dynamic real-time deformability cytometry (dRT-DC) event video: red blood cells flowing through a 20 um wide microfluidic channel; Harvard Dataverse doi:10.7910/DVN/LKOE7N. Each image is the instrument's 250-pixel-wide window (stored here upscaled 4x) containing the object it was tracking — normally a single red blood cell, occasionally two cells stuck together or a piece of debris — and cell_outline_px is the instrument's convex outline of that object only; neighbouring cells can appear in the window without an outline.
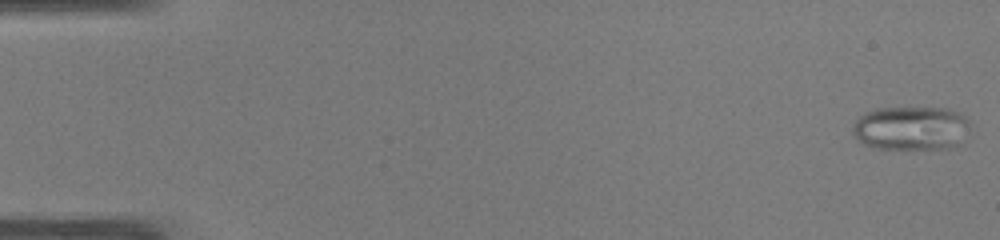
{"species": "common noctule bat (a hibernating species)", "species_latin": "Nyctalus noctula", "temperature_condition": "warm", "stored_images_in_passage": 49, "camera_frame_rate_fps": 3000, "um_per_image_px": 0.085, "animal": {"sex": "male", "body_mass_g": 19.0, "forearm_length_mm": 50.8}, "frame": {"image": 1, "passage_image": 1, "time_ms": 0.0, "image_size_px": [1000, 240], "cell_outline_px": [[968, 124], [960, 144], [956, 148], [880, 148], [864, 144], [852, 132], [852, 124], [860, 116], [876, 108], [948, 108], [960, 112], [968, 120]], "centroid_in_image_um": [77.45, 10.88], "position_along_channel_um": 7.6, "area_um2": 29.77}}
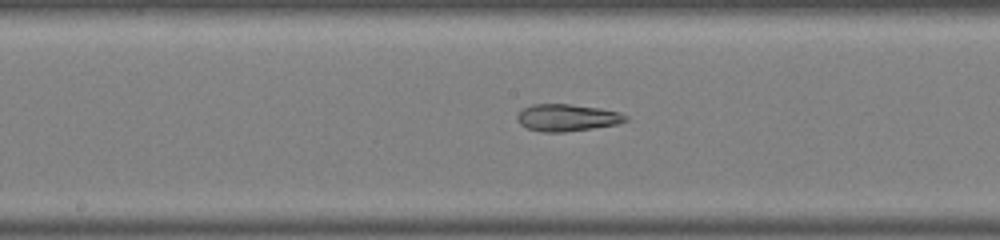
{"frame": {"image": 2, "passage_image": 26, "time_ms": 8.333, "image_size_px": [1000, 240], "cell_outline_px": [[628, 120], [616, 124], [592, 128], [564, 132], [544, 132], [528, 128], [520, 124], [516, 120], [516, 116], [524, 108], [532, 104], [568, 104], [600, 108], [620, 112], [628, 116]], "centroid_in_image_um": [48.2, 9.99], "position_along_channel_um": 200.0, "area_um2": 16.99}}
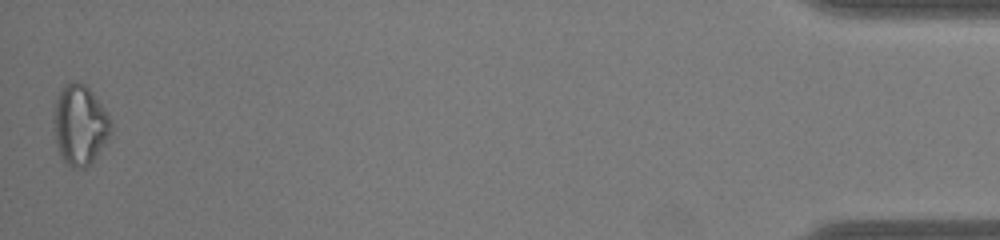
{"frame": {"image": 3, "passage_image": 49, "time_ms": 16.0, "image_size_px": [1000, 240], "cell_outline_px": [[112, 128], [108, 136], [92, 160], [84, 168], [72, 168], [60, 156], [56, 144], [56, 100], [64, 84], [72, 80], [84, 84], [92, 92], [112, 120]], "centroid_in_image_um": [6.81, 10.6], "position_along_channel_um": 428.4, "area_um2": 25.78}, "authors_computed_cell_mechanics": {"area_um2": 21.3282, "velocity_mm_per_s": 4.1275, "shape_relaxation_time_tau1_ms": null, "shape_relaxation_time_tau2_ms": 3.6273, "deformation_change_tau1": null, "deformation_change_tau2": 0.1319}}